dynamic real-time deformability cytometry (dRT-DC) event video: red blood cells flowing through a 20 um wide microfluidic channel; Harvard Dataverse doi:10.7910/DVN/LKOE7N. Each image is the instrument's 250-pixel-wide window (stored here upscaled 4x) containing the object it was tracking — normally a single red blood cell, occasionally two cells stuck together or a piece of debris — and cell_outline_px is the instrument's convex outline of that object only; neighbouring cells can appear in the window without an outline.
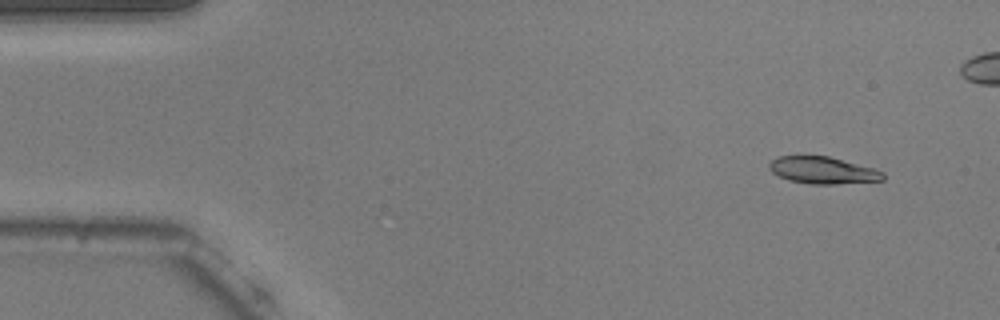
{"species": "common noctule bat (a hibernating species)", "species_latin": "Nyctalus noctula", "temperature_condition": "warm", "stored_images_in_passage": 47, "camera_frame_rate_fps": 3000, "um_per_image_px": 0.085, "animal": {"sex": "male", "body_mass_g": 20.5, "forearm_length_mm": 52.5}, "frame": {"image": 1, "passage_image": 4, "time_ms": 1.0, "image_size_px": [1000, 320], "cell_outline_px": [[884, 180], [836, 184], [812, 184], [788, 180], [772, 172], [768, 168], [768, 164], [776, 156], [828, 156], [872, 168], [884, 172]], "centroid_in_image_um": [69.91, 14.47], "position_along_channel_um": 15.1, "area_um2": 17.74}}
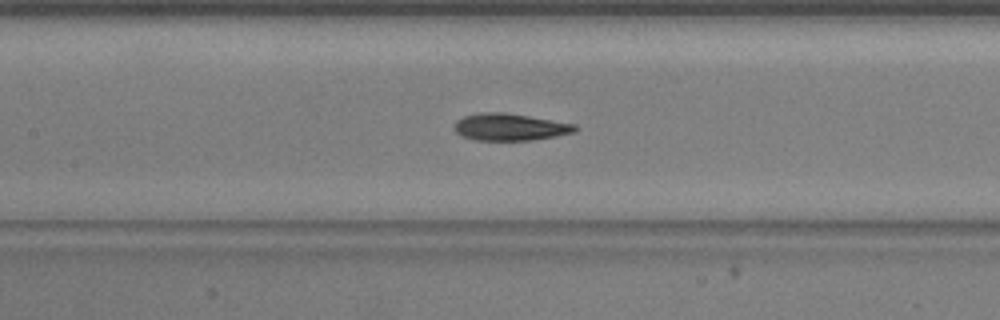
{"frame": {"image": 2, "passage_image": 24, "time_ms": 7.667, "image_size_px": [1000, 320], "cell_outline_px": [[576, 132], [532, 140], [476, 140], [460, 136], [452, 128], [456, 120], [464, 116], [480, 112], [504, 112], [576, 124]], "centroid_in_image_um": [43.29, 10.79], "position_along_channel_um": 164.1, "area_um2": 19.07}}
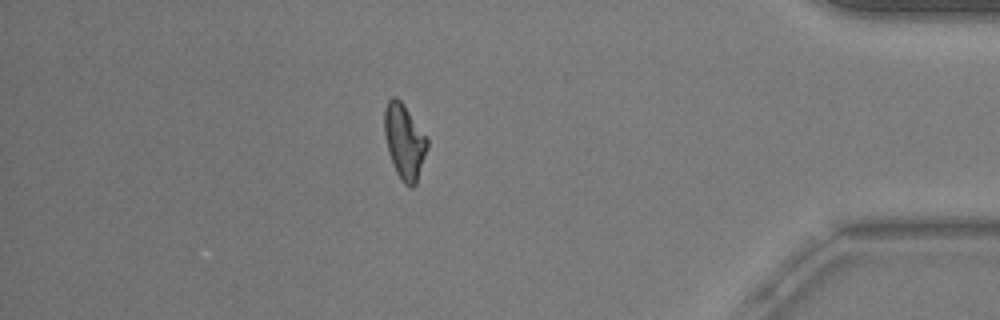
{"frame": {"image": 3, "passage_image": 46, "time_ms": 15.0, "image_size_px": [1000, 320], "cell_outline_px": [[428, 148], [416, 184], [412, 188], [408, 188], [400, 180], [396, 172], [388, 152], [384, 136], [384, 108], [388, 100], [392, 96], [396, 96], [404, 104], [428, 136]], "centroid_in_image_um": [34.38, 12.02], "position_along_channel_um": 400.8, "area_um2": 19.25}}